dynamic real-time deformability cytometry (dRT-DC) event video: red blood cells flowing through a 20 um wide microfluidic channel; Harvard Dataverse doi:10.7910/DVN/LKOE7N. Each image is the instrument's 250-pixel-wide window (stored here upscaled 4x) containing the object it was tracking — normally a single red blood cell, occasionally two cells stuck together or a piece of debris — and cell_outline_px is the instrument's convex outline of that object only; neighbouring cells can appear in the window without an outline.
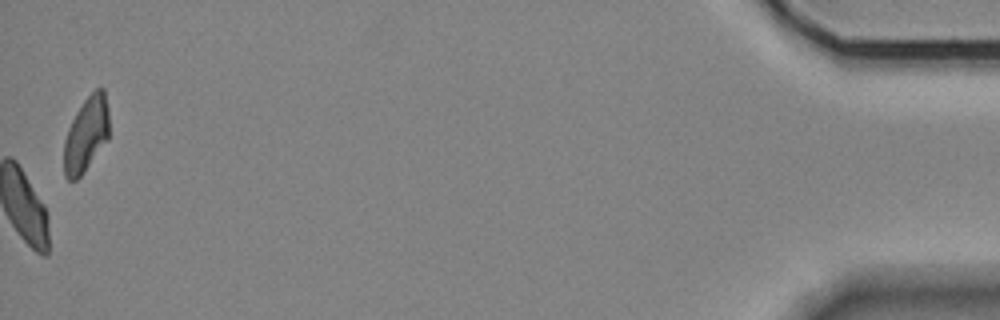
{"species": "Egyptian fruit bat (a non-hibernating species)", "species_latin": "Rousettus aegyptiacus", "temperature_condition": "room temperature", "stored_images_in_passage": 44, "camera_frame_rate_fps": 3000, "um_per_image_px": 0.085, "animal": {"sex": "female"}, "frame": {"image": 1, "passage_image": 44, "time_ms": 14.333, "image_size_px": [1000, 320], "cell_outline_px": [[108, 140], [80, 176], [76, 180], [68, 180], [64, 176], [64, 140], [68, 128], [76, 112], [84, 100], [96, 88], [104, 88], [108, 108]], "centroid_in_image_um": [7.32, 11.42], "position_along_channel_um": 427.9, "area_um2": 19.65}, "authors_computed_cell_mechanics": {"area_um2": 22.5131, "velocity_mm_per_s": 3.5877, "shape_relaxation_time_tau1_ms": null, "shape_relaxation_time_tau2_ms": 3.9627, "deformation_change_tau1": null, "deformation_change_tau2": 0.0933}}